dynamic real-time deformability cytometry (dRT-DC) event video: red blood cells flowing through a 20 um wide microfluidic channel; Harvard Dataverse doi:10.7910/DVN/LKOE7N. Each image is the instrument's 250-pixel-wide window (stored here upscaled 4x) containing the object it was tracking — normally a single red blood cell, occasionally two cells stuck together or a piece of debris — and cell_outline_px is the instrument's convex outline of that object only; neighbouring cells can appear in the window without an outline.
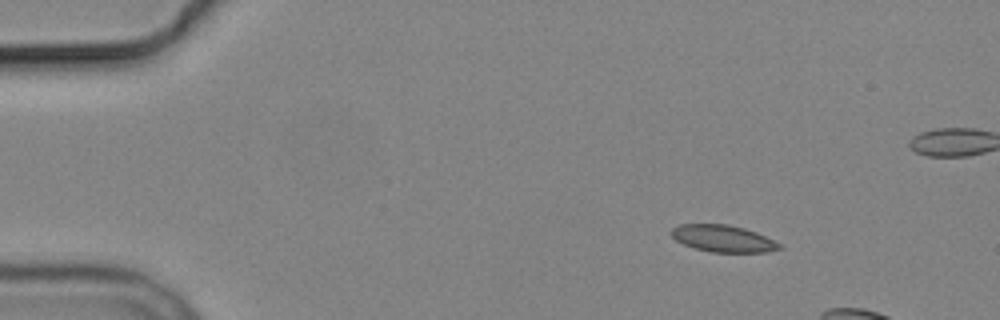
{"species": "common noctule bat (a hibernating species)", "species_latin": "Nyctalus noctula", "temperature_condition": "cold", "stored_images_in_passage": 3, "camera_frame_rate_fps": 3000, "um_per_image_px": 0.085, "animal": {"sex": "male", "body_mass_g": 19.2, "forearm_length_mm": 51.8}, "frame": {"image": 1, "passage_image": 1, "time_ms": 0.0, "image_size_px": [1000, 320], "cell_outline_px": [[784, 248], [768, 252], [712, 252], [696, 248], [684, 244], [676, 240], [672, 236], [672, 228], [680, 224], [728, 224], [744, 228], [756, 232], [780, 244]], "centroid_in_image_um": [61.48, 20.27], "position_along_channel_um": 23.5, "area_um2": 16.76}}